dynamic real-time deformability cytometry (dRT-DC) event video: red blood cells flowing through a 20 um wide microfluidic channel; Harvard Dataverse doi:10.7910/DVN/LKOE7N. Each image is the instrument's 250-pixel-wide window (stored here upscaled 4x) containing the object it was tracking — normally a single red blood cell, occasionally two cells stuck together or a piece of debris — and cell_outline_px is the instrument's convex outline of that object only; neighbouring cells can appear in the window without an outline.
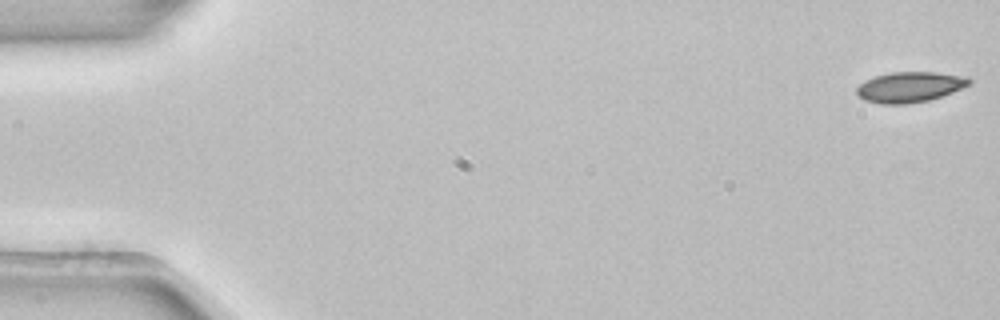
{"species": "common noctule bat (a hibernating species)", "species_latin": "Nyctalus noctula", "temperature_condition": "room temperature", "stored_images_in_passage": 4, "camera_frame_rate_fps": 3000, "um_per_image_px": 0.085, "animal": {"sex": "female", "body_mass_g": 22.7, "forearm_length_mm": 54.2}, "frame": {"image": 1, "passage_image": 1, "time_ms": 0.0, "image_size_px": [1000, 320], "cell_outline_px": [[972, 84], [952, 92], [928, 100], [908, 104], [880, 104], [864, 100], [856, 96], [856, 88], [864, 80], [876, 76], [892, 72], [936, 72], [968, 76], [972, 80]], "centroid_in_image_um": [77.33, 7.39], "position_along_channel_um": 7.7, "area_um2": 20.17}}
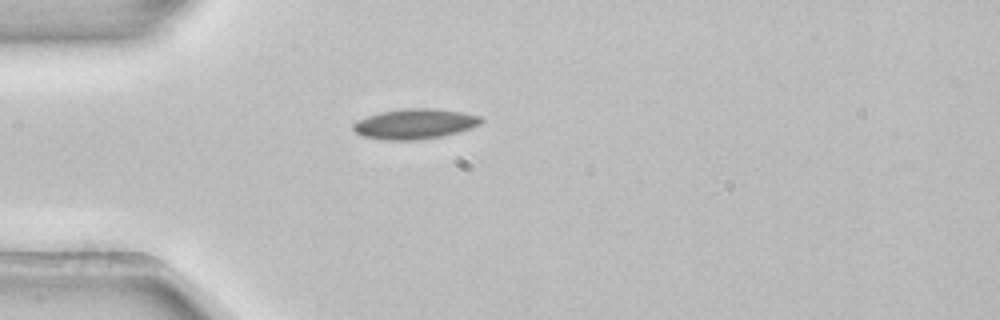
{"frame": {"image": 2, "passage_image": 4, "time_ms": 1.0, "image_size_px": [1000, 320], "cell_outline_px": [[484, 120], [480, 124], [472, 128], [440, 136], [416, 140], [384, 140], [360, 136], [352, 128], [352, 124], [356, 120], [380, 112], [404, 108], [436, 108], [464, 112], [480, 116]], "centroid_in_image_um": [35.24, 10.52], "position_along_channel_um": 49.8, "area_um2": 22.66}}